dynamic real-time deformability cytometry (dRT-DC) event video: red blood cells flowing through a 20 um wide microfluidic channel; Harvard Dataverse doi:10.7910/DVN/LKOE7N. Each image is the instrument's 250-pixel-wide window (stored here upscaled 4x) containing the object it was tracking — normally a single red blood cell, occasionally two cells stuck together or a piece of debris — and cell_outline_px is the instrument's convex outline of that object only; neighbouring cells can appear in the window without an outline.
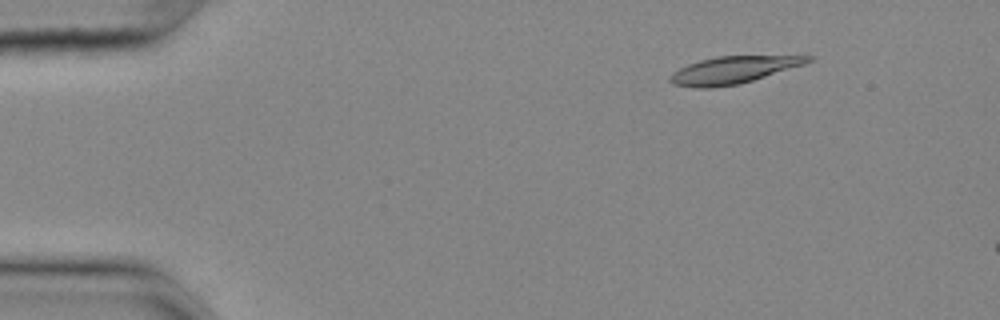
{"species": "common noctule bat (a hibernating species)", "species_latin": "Nyctalus noctula", "temperature_condition": "cold", "stored_images_in_passage": 14, "camera_frame_rate_fps": 3000, "um_per_image_px": 0.085, "animal": {"sex": "female", "body_mass_g": 25.1}, "frame": {"image": 1, "passage_image": 7, "time_ms": 2.0, "image_size_px": [1000, 320], "cell_outline_px": [[816, 56], [812, 60], [804, 64], [740, 84], [712, 88], [696, 88], [672, 84], [668, 80], [668, 76], [672, 72], [688, 64], [700, 60], [720, 56]], "centroid_in_image_um": [62.26, 5.96], "position_along_channel_um": 22.7, "area_um2": 21.73}}